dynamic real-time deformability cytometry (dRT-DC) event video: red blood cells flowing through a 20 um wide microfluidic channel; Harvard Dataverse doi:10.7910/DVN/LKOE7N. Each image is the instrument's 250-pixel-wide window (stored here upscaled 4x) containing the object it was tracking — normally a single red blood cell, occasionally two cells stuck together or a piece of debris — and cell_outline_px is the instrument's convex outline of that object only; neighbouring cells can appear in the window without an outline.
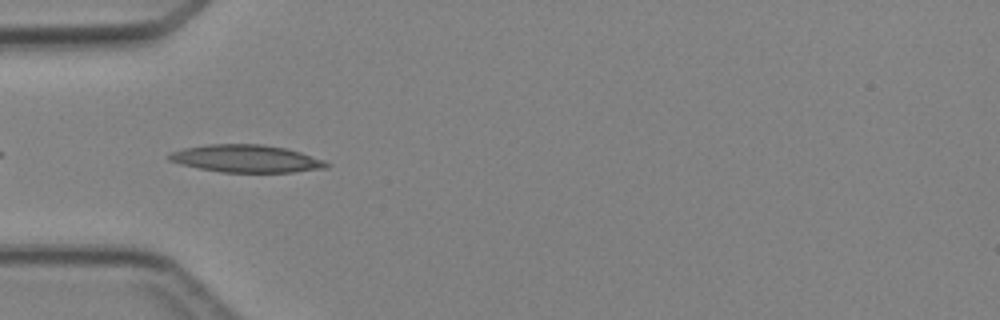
{"species": "Egyptian fruit bat (a non-hibernating species)", "species_latin": "Rousettus aegyptiacus", "temperature_condition": "cold", "stored_images_in_passage": 45, "camera_frame_rate_fps": 3000, "um_per_image_px": 0.085, "animal": {"sex": "female"}, "frame": {"image": 1, "passage_image": 14, "time_ms": 4.333, "image_size_px": [1000, 320], "cell_outline_px": [[332, 164], [328, 168], [292, 172], [220, 172], [180, 164], [168, 160], [164, 156], [168, 152], [184, 148], [208, 144], [264, 144], [288, 148], [324, 160]], "centroid_in_image_um": [20.91, 13.48], "position_along_channel_um": 64.1, "area_um2": 25.55}}
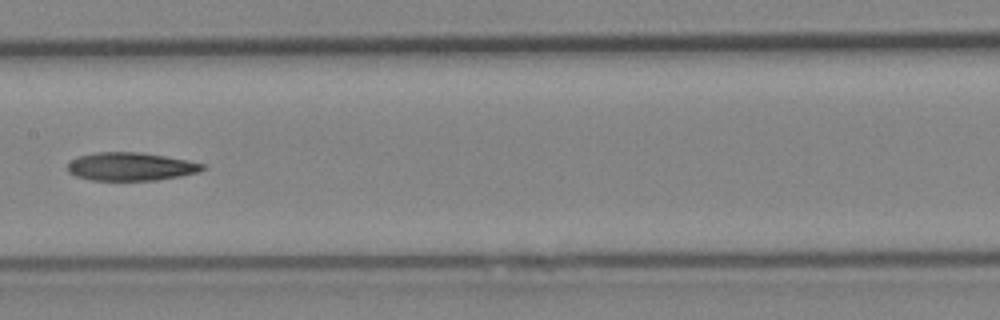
{"frame": {"image": 2, "passage_image": 23, "time_ms": 7.333, "image_size_px": [1000, 320], "cell_outline_px": [[208, 168], [200, 172], [180, 176], [156, 180], [92, 180], [76, 176], [68, 172], [68, 164], [76, 156], [92, 152], [140, 152], [188, 160], [204, 164]], "centroid_in_image_um": [11.13, 14.15], "position_along_channel_um": 196.3, "area_um2": 22.31}}
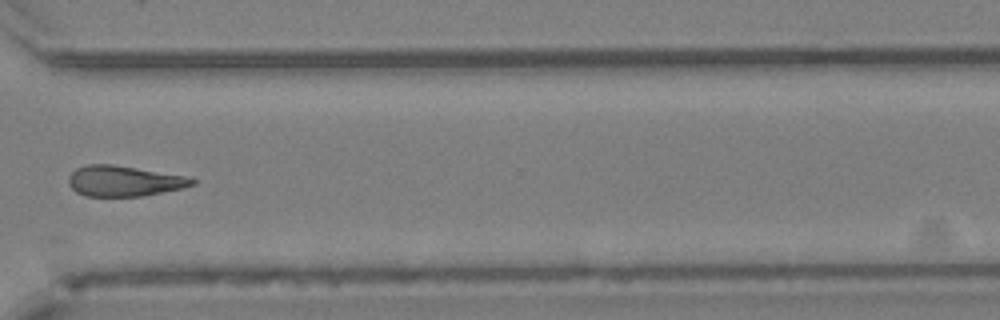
{"frame": {"image": 3, "passage_image": 34, "time_ms": 11.0, "image_size_px": [1000, 320], "cell_outline_px": [[196, 184], [184, 188], [140, 196], [84, 196], [76, 192], [68, 184], [68, 176], [76, 168], [84, 164], [112, 164], [184, 176], [196, 180]], "centroid_in_image_um": [10.49, 15.38], "position_along_channel_um": 360.1, "area_um2": 21.96}}